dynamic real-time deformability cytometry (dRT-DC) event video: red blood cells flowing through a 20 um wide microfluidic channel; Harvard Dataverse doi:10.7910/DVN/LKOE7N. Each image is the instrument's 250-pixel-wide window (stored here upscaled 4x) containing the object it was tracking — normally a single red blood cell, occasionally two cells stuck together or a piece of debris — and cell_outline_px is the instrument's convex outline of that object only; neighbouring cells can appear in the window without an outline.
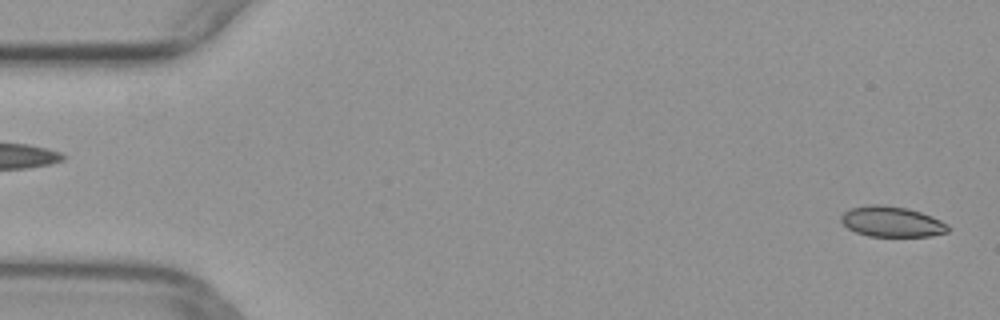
{"species": "common noctule bat (a hibernating species)", "species_latin": "Nyctalus noctula", "temperature_condition": "warm", "stored_images_in_passage": 50, "camera_frame_rate_fps": 3000, "um_per_image_px": 0.085, "animal": {"sex": "female", "body_mass_g": 29.2, "forearm_length_mm": 56.3}, "frame": {"image": 1, "passage_image": 1, "time_ms": 0.0, "image_size_px": [1000, 320], "cell_outline_px": [[948, 232], [932, 236], [868, 236], [856, 232], [848, 228], [840, 220], [840, 216], [844, 212], [852, 208], [872, 204], [880, 204], [908, 208], [932, 216], [948, 224]], "centroid_in_image_um": [75.8, 18.84], "position_along_channel_um": 9.2, "area_um2": 18.96}}
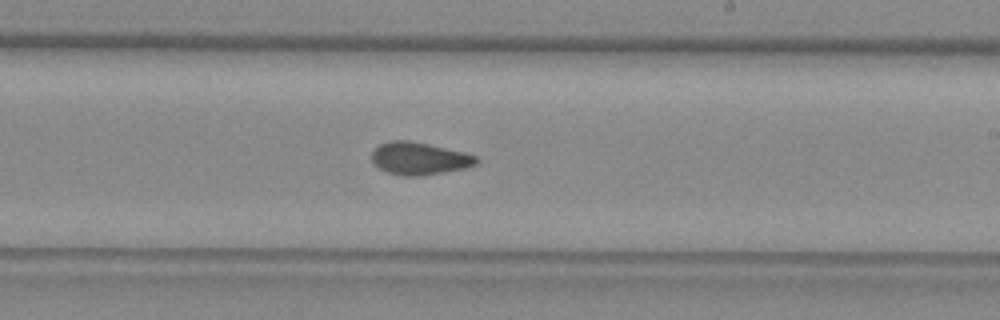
{"frame": {"image": 2, "passage_image": 29, "time_ms": 9.333, "image_size_px": [1000, 320], "cell_outline_px": [[480, 160], [476, 164], [464, 168], [420, 176], [400, 176], [388, 172], [380, 168], [372, 160], [372, 152], [380, 144], [388, 140], [408, 140], [428, 144], [464, 152], [476, 156]], "centroid_in_image_um": [35.64, 13.47], "position_along_channel_um": 253.4, "area_um2": 19.65}}
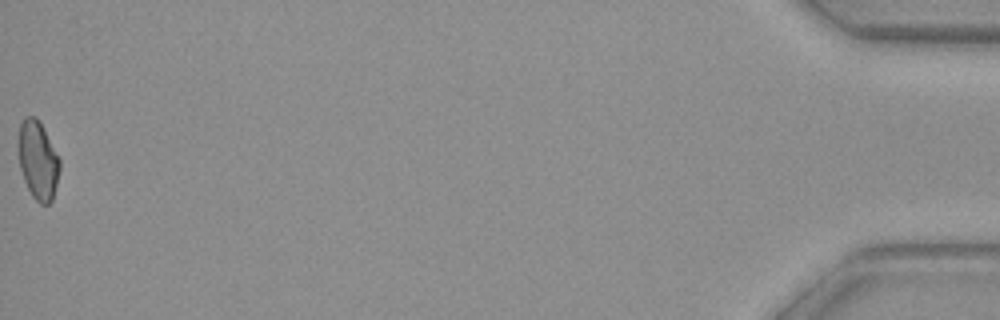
{"frame": {"image": 3, "passage_image": 50, "time_ms": 16.333, "image_size_px": [1000, 320], "cell_outline_px": [[60, 168], [52, 200], [48, 204], [40, 204], [32, 196], [24, 180], [20, 168], [16, 148], [16, 144], [20, 124], [28, 116], [36, 116], [60, 160]], "centroid_in_image_um": [3.18, 13.62], "position_along_channel_um": 432.0, "area_um2": 18.84}}